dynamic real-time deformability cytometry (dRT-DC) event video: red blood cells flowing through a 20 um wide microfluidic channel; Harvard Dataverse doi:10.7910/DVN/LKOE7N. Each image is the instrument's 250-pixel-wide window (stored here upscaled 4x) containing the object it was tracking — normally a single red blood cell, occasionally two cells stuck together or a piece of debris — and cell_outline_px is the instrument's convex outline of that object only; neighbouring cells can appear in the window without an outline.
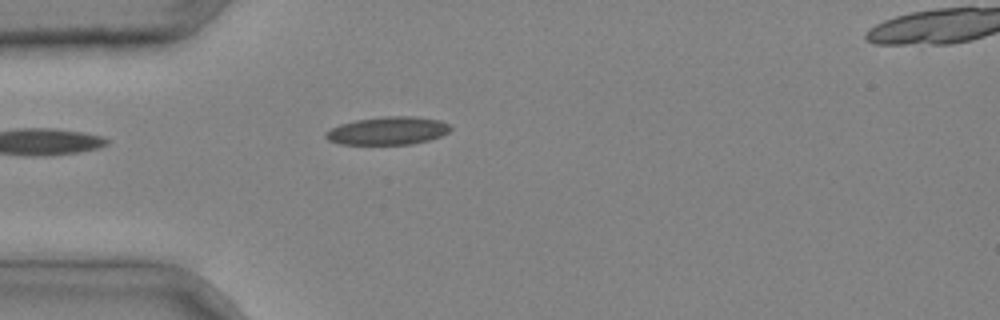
{"species": "common noctule bat (a hibernating species)", "species_latin": "Nyctalus noctula", "temperature_condition": "cold", "stored_images_in_passage": 28, "camera_frame_rate_fps": 3000, "um_per_image_px": 0.085, "animal": {"sex": "male", "body_mass_g": 20.4}, "frame": {"image": 1, "passage_image": 1, "time_ms": 0.0, "image_size_px": [1000, 320], "cell_outline_px": [[452, 128], [448, 132], [440, 136], [428, 140], [408, 144], [340, 144], [328, 140], [324, 136], [324, 132], [340, 124], [356, 120], [384, 116], [412, 116], [440, 120], [452, 124]], "centroid_in_image_um": [32.97, 11.1], "position_along_channel_um": 52.0, "area_um2": 20.35}}
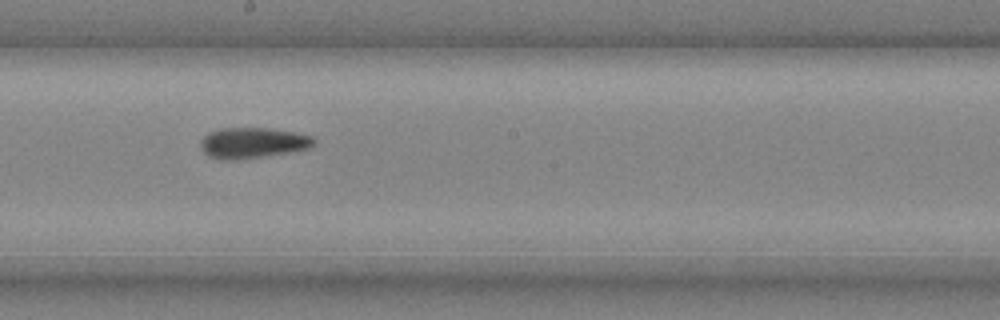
{"frame": {"image": 2, "passage_image": 13, "time_ms": 4.0, "image_size_px": [1000, 320], "cell_outline_px": [[316, 144], [308, 148], [292, 152], [236, 160], [224, 160], [208, 156], [204, 152], [200, 144], [200, 140], [204, 136], [220, 128], [268, 128], [292, 132], [312, 136], [316, 140]], "centroid_in_image_um": [21.49, 12.15], "position_along_channel_um": 226.7, "area_um2": 20.23}}
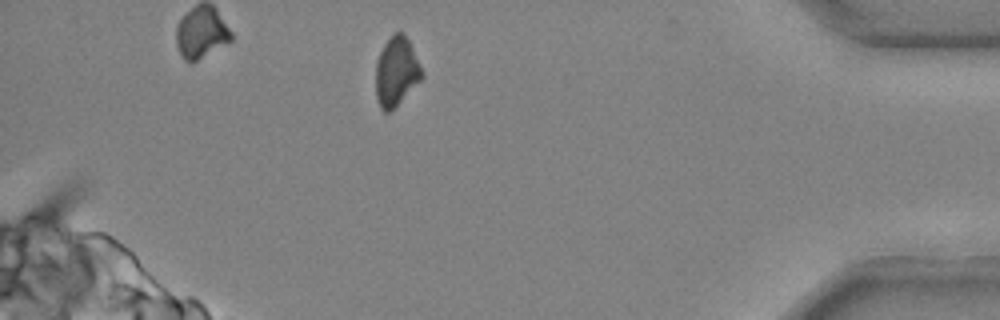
{"frame": {"image": 3, "passage_image": 27, "time_ms": 8.667, "image_size_px": [1000, 320], "cell_outline_px": [[424, 76], [388, 112], [384, 112], [380, 108], [376, 96], [376, 60], [384, 44], [396, 32], [404, 32], [424, 72]], "centroid_in_image_um": [33.68, 6.06], "position_along_channel_um": 401.5, "area_um2": 18.15}}